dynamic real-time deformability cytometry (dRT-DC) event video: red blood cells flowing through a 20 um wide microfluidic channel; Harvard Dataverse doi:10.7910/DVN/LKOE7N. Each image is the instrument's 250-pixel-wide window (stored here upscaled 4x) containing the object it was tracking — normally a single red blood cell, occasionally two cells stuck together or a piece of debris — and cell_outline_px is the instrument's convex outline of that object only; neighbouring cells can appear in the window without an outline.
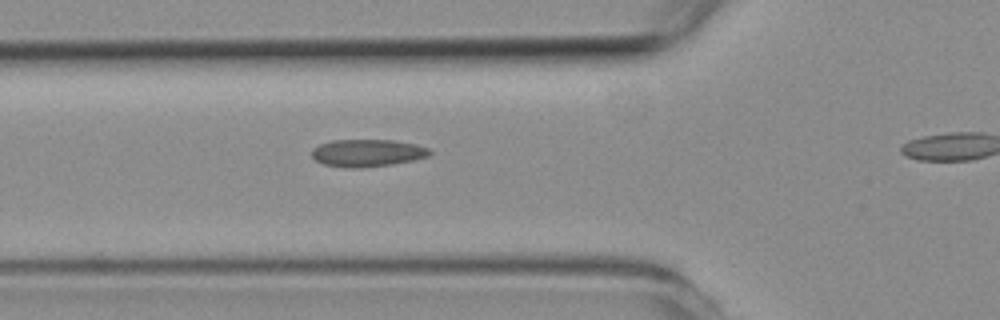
{"species": "common noctule bat (a hibernating species)", "species_latin": "Nyctalus noctula", "temperature_condition": "room temperature", "stored_images_in_passage": 3, "segment_of_instrument_passage": [1, 2], "camera_frame_rate_fps": 3000, "um_per_image_px": 0.085, "animal": {"sex": "female", "body_mass_g": 19.3, "forearm_length_mm": 54.1}, "frame": {"image": 1, "passage_image": 2, "time_ms": 1.0, "image_size_px": [1000, 320], "cell_outline_px": [[432, 152], [428, 156], [412, 160], [392, 164], [360, 168], [348, 168], [324, 164], [316, 160], [312, 156], [312, 148], [320, 144], [332, 140], [392, 140], [416, 144], [428, 148]], "centroid_in_image_um": [31.21, 13.0], "position_along_channel_um": 94.6, "area_um2": 18.73}}